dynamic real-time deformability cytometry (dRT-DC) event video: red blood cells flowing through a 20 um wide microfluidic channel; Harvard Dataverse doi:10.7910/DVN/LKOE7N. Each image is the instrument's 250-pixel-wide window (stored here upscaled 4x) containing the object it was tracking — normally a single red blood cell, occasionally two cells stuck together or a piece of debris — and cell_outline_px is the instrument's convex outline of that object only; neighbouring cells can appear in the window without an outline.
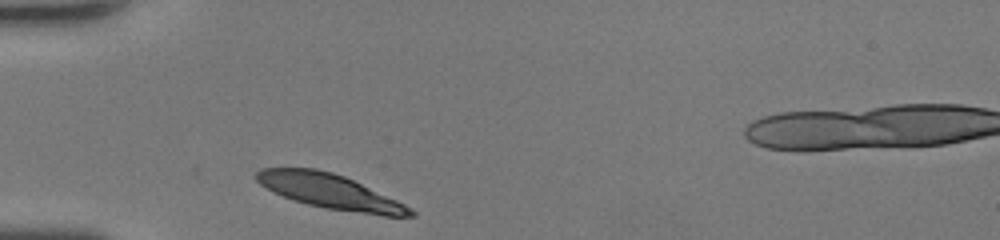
{"species": "human", "species_latin": "Homo sapiens", "temperature_condition": "room temperature", "stored_images_in_passage": 26, "camera_frame_rate_fps": 3000, "um_per_image_px": 0.085, "donor": {"sex": "female"}, "frame": {"image": 1, "passage_image": 1, "time_ms": 0.0, "image_size_px": [1000, 240], "cell_outline_px": [[416, 216], [384, 216], [328, 208], [308, 204], [272, 192], [260, 184], [252, 176], [260, 168], [316, 168], [332, 172], [344, 176], [396, 200], [412, 208], [416, 212]], "centroid_in_image_um": [28.02, 16.26], "position_along_channel_um": 57.0, "area_um2": 30.75}}
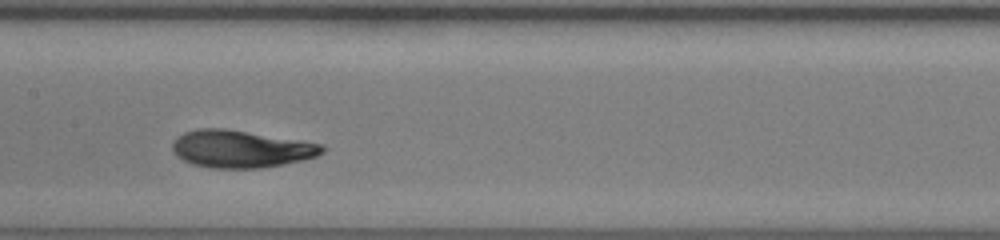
{"frame": {"image": 2, "passage_image": 11, "time_ms": 3.333, "image_size_px": [1000, 240], "cell_outline_px": [[324, 152], [316, 156], [304, 160], [284, 164], [260, 168], [208, 168], [192, 164], [176, 156], [172, 148], [172, 144], [176, 136], [184, 132], [196, 128], [224, 128], [300, 140], [324, 144]], "centroid_in_image_um": [20.46, 12.66], "position_along_channel_um": 186.9, "area_um2": 32.83}}
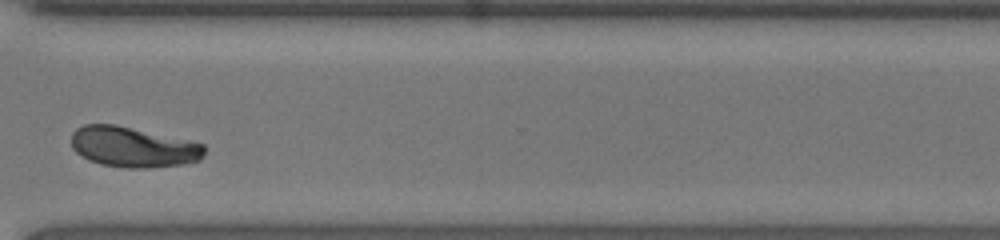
{"frame": {"image": 3, "passage_image": 23, "time_ms": 7.333, "image_size_px": [1000, 240], "cell_outline_px": [[204, 156], [200, 160], [180, 164], [148, 168], [128, 168], [100, 164], [88, 160], [76, 152], [72, 148], [72, 132], [76, 128], [84, 124], [116, 124], [204, 144]], "centroid_in_image_um": [11.27, 12.49], "position_along_channel_um": 359.3, "area_um2": 31.21}, "authors_computed_cell_mechanics": {"area_um2": 32.0501, "velocity_mm_per_s": 4.3002, "shape_relaxation_time_tau1_ms": 3.0933, "shape_relaxation_time_tau2_ms": 0.6221, "deformation_change_tau1": 0.1509, "deformation_change_tau2": 0.0416}}